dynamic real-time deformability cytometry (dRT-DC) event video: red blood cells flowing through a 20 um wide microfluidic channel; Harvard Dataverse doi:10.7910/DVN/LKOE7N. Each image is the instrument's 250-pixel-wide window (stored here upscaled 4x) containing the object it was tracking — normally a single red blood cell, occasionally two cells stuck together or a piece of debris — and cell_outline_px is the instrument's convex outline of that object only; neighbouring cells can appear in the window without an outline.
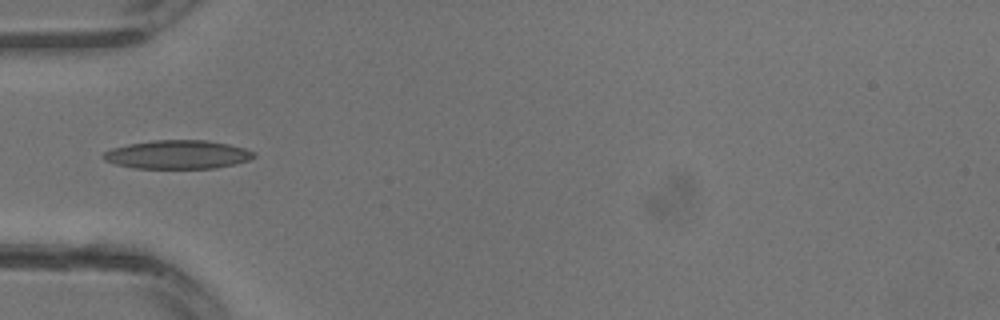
{"species": "common noctule bat (a hibernating species)", "species_latin": "Nyctalus noctula", "temperature_condition": "warm", "stored_images_in_passage": 10, "camera_frame_rate_fps": 3000, "um_per_image_px": 0.085, "animal": {"sex": "male", "body_mass_g": 13.3}, "frame": {"image": 1, "passage_image": 5, "time_ms": 1.333, "image_size_px": [1000, 320], "cell_outline_px": [[256, 156], [248, 160], [216, 168], [132, 168], [116, 164], [104, 160], [100, 156], [104, 152], [112, 148], [128, 144], [152, 140], [208, 140], [228, 144], [244, 148], [256, 152]], "centroid_in_image_um": [15.07, 13.13], "position_along_channel_um": 69.9, "area_um2": 25.14}}
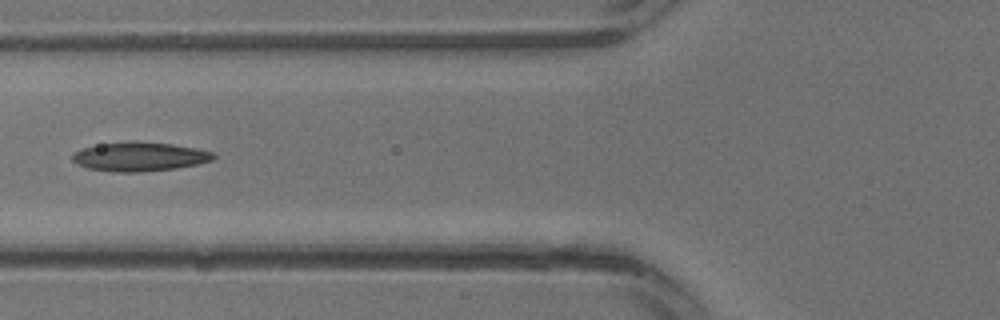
{"frame": {"image": 2, "passage_image": 7, "time_ms": 2.0, "image_size_px": [1000, 320], "cell_outline_px": [[216, 156], [212, 160], [196, 164], [176, 168], [140, 172], [108, 172], [88, 168], [76, 164], [72, 160], [72, 156], [80, 148], [104, 144], [132, 140], [136, 140], [172, 144], [196, 148], [212, 152]], "centroid_in_image_um": [11.84, 13.31], "position_along_channel_um": 114.0, "area_um2": 23.99}}
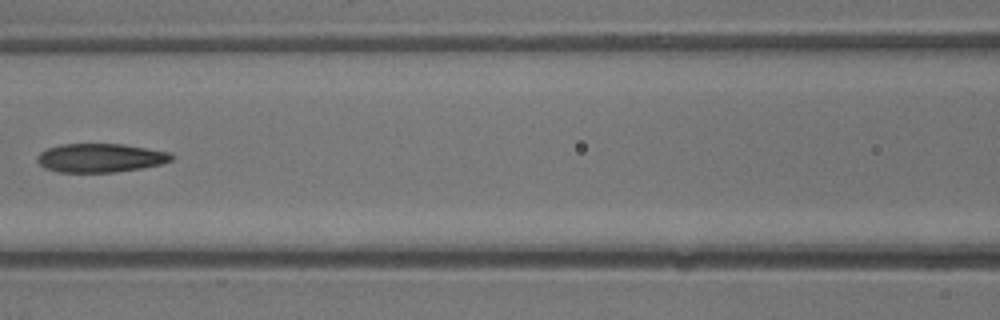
{"frame": {"image": 3, "passage_image": 9, "time_ms": 2.667, "image_size_px": [1000, 320], "cell_outline_px": [[172, 160], [160, 164], [140, 168], [116, 172], [60, 172], [44, 168], [36, 160], [36, 156], [40, 152], [48, 148], [60, 144], [124, 144], [172, 152]], "centroid_in_image_um": [8.52, 13.41], "position_along_channel_um": 158.1, "area_um2": 22.54}}